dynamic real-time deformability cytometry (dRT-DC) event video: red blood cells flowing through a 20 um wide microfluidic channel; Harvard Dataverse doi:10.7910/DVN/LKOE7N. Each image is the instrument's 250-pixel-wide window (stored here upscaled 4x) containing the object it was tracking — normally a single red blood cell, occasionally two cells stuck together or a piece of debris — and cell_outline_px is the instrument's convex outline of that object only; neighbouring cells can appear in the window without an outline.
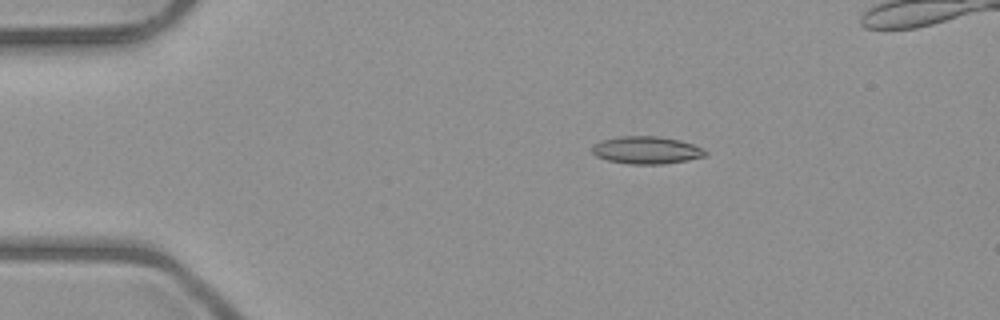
{"species": "common noctule bat (a hibernating species)", "species_latin": "Nyctalus noctula", "temperature_condition": "room temperature", "stored_images_in_passage": 4, "camera_frame_rate_fps": 3000, "um_per_image_px": 0.085, "animal": {"sex": "male", "body_mass_g": 23.1, "forearm_length_mm": 52.7}, "frame": {"image": 1, "passage_image": 1, "time_ms": 0.0, "image_size_px": [1000, 320], "cell_outline_px": [[708, 152], [704, 156], [688, 160], [664, 164], [628, 164], [608, 160], [596, 156], [592, 152], [592, 144], [604, 140], [620, 136], [656, 136], [680, 140], [692, 144]], "centroid_in_image_um": [54.93, 12.76], "position_along_channel_um": 30.1, "area_um2": 18.03}}
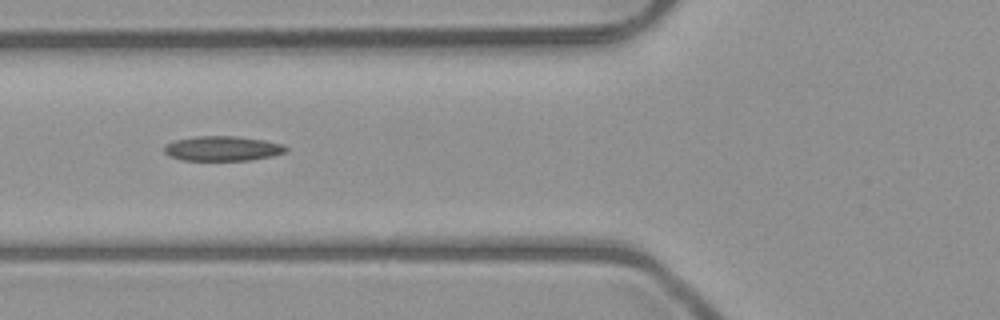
{"frame": {"image": 2, "passage_image": 4, "time_ms": 3.333, "image_size_px": [1000, 320], "cell_outline_px": [[288, 148], [284, 152], [272, 156], [248, 160], [180, 160], [168, 156], [164, 152], [164, 144], [176, 140], [196, 136], [236, 136], [264, 140], [284, 144]], "centroid_in_image_um": [18.88, 12.62], "position_along_channel_um": 106.9, "area_um2": 17.63}}